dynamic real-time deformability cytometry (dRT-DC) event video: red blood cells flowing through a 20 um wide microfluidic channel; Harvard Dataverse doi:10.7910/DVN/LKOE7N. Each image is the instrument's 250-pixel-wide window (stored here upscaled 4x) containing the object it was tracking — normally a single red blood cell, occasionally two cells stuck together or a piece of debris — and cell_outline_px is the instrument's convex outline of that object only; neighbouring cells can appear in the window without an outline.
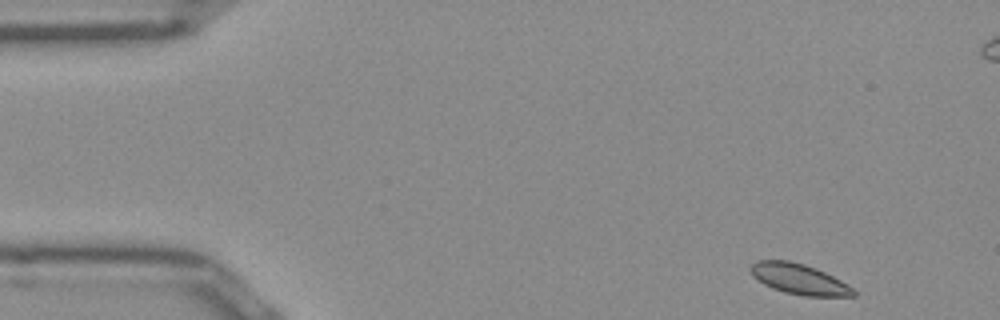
{"species": "Egyptian fruit bat (a non-hibernating species)", "species_latin": "Rousettus aegyptiacus", "temperature_condition": "room temperature", "stored_images_in_passage": 42, "camera_frame_rate_fps": 3000, "um_per_image_px": 0.085, "frame": {"image": 1, "passage_image": 1, "time_ms": 0.0, "image_size_px": [1000, 320], "cell_outline_px": [[856, 296], [804, 296], [784, 292], [772, 288], [764, 284], [752, 276], [748, 268], [756, 260], [788, 260], [804, 264], [816, 268], [840, 280], [852, 288], [856, 292]], "centroid_in_image_um": [67.88, 23.71], "position_along_channel_um": 17.1, "area_um2": 18.26}}
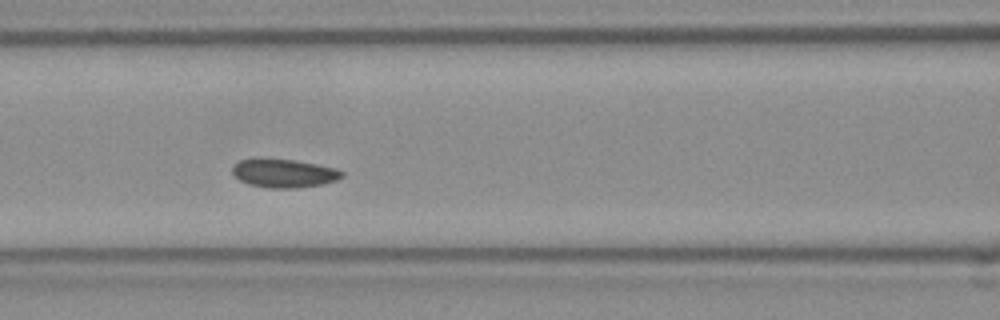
{"frame": {"image": 2, "passage_image": 18, "time_ms": 5.667, "image_size_px": [1000, 320], "cell_outline_px": [[344, 176], [336, 180], [324, 184], [296, 188], [264, 188], [248, 184], [240, 180], [232, 172], [232, 164], [240, 160], [292, 160], [316, 164], [336, 168], [344, 172]], "centroid_in_image_um": [24.16, 14.75], "position_along_channel_um": 142.4, "area_um2": 17.98}}
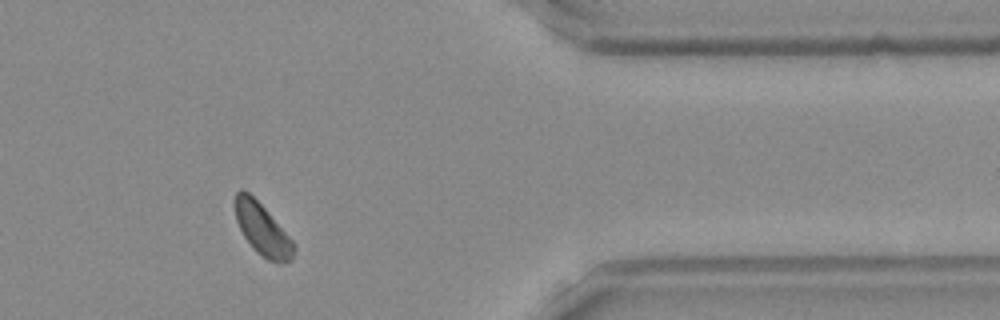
{"frame": {"image": 3, "passage_image": 39, "time_ms": 12.667, "image_size_px": [1000, 320], "cell_outline_px": [[296, 248], [292, 260], [280, 264], [268, 260], [256, 252], [252, 248], [244, 236], [236, 220], [236, 192], [240, 188], [248, 192], [264, 208], [292, 240]], "centroid_in_image_um": [22.32, 19.55], "position_along_channel_um": 389.1, "area_um2": 17.4}}